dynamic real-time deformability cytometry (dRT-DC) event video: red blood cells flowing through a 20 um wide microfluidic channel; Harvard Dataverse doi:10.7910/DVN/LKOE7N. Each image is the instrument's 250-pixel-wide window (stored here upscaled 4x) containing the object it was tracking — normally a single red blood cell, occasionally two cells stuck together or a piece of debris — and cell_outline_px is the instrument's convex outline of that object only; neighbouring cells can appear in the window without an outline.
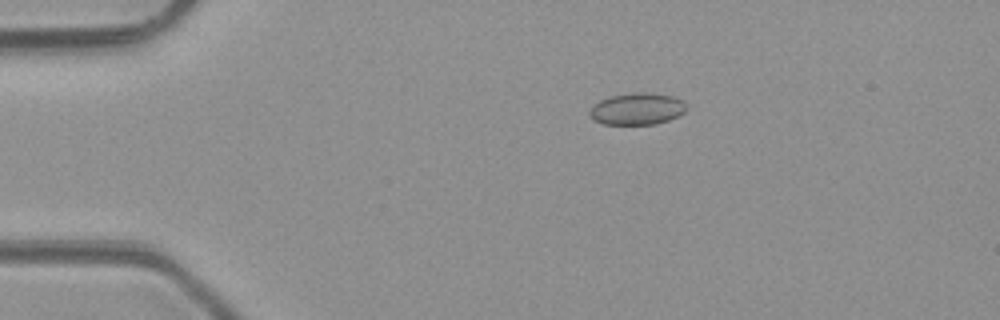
{"species": "common noctule bat (a hibernating species)", "species_latin": "Nyctalus noctula", "temperature_condition": "room temperature", "stored_images_in_passage": 3, "camera_frame_rate_fps": 3000, "um_per_image_px": 0.085, "animal": {"sex": "male", "body_mass_g": 23.1, "forearm_length_mm": 52.7}, "frame": {"image": 1, "passage_image": 1, "time_ms": 0.0, "image_size_px": [1000, 320], "cell_outline_px": [[688, 108], [680, 116], [656, 124], [604, 124], [596, 120], [588, 112], [600, 100], [612, 96], [636, 92], [644, 92], [672, 96], [680, 100]], "centroid_in_image_um": [54.19, 9.26], "position_along_channel_um": 30.8, "area_um2": 17.63}}
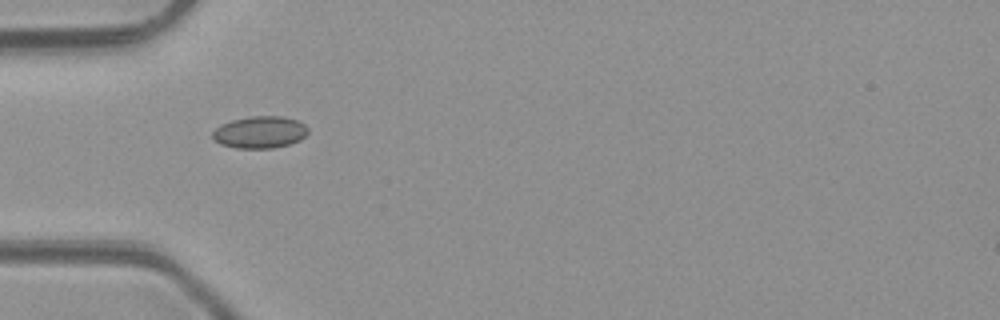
{"frame": {"image": 2, "passage_image": 3, "time_ms": 2.0, "image_size_px": [1000, 320], "cell_outline_px": [[308, 132], [300, 140], [288, 144], [272, 148], [236, 148], [220, 144], [212, 140], [212, 132], [216, 128], [232, 120], [248, 116], [284, 116], [296, 120], [304, 124], [308, 128]], "centroid_in_image_um": [22.08, 11.24], "position_along_channel_um": 62.9, "area_um2": 17.8}}